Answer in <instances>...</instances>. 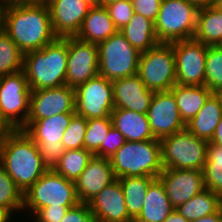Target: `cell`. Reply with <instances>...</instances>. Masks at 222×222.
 <instances>
[{
    "label": "cell",
    "mask_w": 222,
    "mask_h": 222,
    "mask_svg": "<svg viewBox=\"0 0 222 222\" xmlns=\"http://www.w3.org/2000/svg\"><path fill=\"white\" fill-rule=\"evenodd\" d=\"M4 32L23 53L40 50L58 38L54 34L50 11L44 0L7 6Z\"/></svg>",
    "instance_id": "obj_1"
},
{
    "label": "cell",
    "mask_w": 222,
    "mask_h": 222,
    "mask_svg": "<svg viewBox=\"0 0 222 222\" xmlns=\"http://www.w3.org/2000/svg\"><path fill=\"white\" fill-rule=\"evenodd\" d=\"M0 165L23 194L49 169L37 144L20 129L0 141Z\"/></svg>",
    "instance_id": "obj_2"
},
{
    "label": "cell",
    "mask_w": 222,
    "mask_h": 222,
    "mask_svg": "<svg viewBox=\"0 0 222 222\" xmlns=\"http://www.w3.org/2000/svg\"><path fill=\"white\" fill-rule=\"evenodd\" d=\"M68 37L57 38L40 50L24 53L23 71L30 90L66 85Z\"/></svg>",
    "instance_id": "obj_3"
},
{
    "label": "cell",
    "mask_w": 222,
    "mask_h": 222,
    "mask_svg": "<svg viewBox=\"0 0 222 222\" xmlns=\"http://www.w3.org/2000/svg\"><path fill=\"white\" fill-rule=\"evenodd\" d=\"M110 162L115 178L136 176L158 178L163 171L160 140L126 141L110 158Z\"/></svg>",
    "instance_id": "obj_4"
},
{
    "label": "cell",
    "mask_w": 222,
    "mask_h": 222,
    "mask_svg": "<svg viewBox=\"0 0 222 222\" xmlns=\"http://www.w3.org/2000/svg\"><path fill=\"white\" fill-rule=\"evenodd\" d=\"M75 182L65 179L53 169H48L23 194V211L33 216L39 209L47 206H77Z\"/></svg>",
    "instance_id": "obj_5"
},
{
    "label": "cell",
    "mask_w": 222,
    "mask_h": 222,
    "mask_svg": "<svg viewBox=\"0 0 222 222\" xmlns=\"http://www.w3.org/2000/svg\"><path fill=\"white\" fill-rule=\"evenodd\" d=\"M198 7L187 0H163L154 21L160 43L193 39Z\"/></svg>",
    "instance_id": "obj_6"
},
{
    "label": "cell",
    "mask_w": 222,
    "mask_h": 222,
    "mask_svg": "<svg viewBox=\"0 0 222 222\" xmlns=\"http://www.w3.org/2000/svg\"><path fill=\"white\" fill-rule=\"evenodd\" d=\"M163 169L203 170L209 142L193 135L187 128L160 140Z\"/></svg>",
    "instance_id": "obj_7"
},
{
    "label": "cell",
    "mask_w": 222,
    "mask_h": 222,
    "mask_svg": "<svg viewBox=\"0 0 222 222\" xmlns=\"http://www.w3.org/2000/svg\"><path fill=\"white\" fill-rule=\"evenodd\" d=\"M75 114L61 113L44 119L27 120L20 129L37 144L43 162L49 169L57 164L66 150L61 141Z\"/></svg>",
    "instance_id": "obj_8"
},
{
    "label": "cell",
    "mask_w": 222,
    "mask_h": 222,
    "mask_svg": "<svg viewBox=\"0 0 222 222\" xmlns=\"http://www.w3.org/2000/svg\"><path fill=\"white\" fill-rule=\"evenodd\" d=\"M137 75L148 90L169 91L176 85L175 55L172 43H159L141 52Z\"/></svg>",
    "instance_id": "obj_9"
},
{
    "label": "cell",
    "mask_w": 222,
    "mask_h": 222,
    "mask_svg": "<svg viewBox=\"0 0 222 222\" xmlns=\"http://www.w3.org/2000/svg\"><path fill=\"white\" fill-rule=\"evenodd\" d=\"M98 74L107 80L137 74L140 52L117 31L98 44Z\"/></svg>",
    "instance_id": "obj_10"
},
{
    "label": "cell",
    "mask_w": 222,
    "mask_h": 222,
    "mask_svg": "<svg viewBox=\"0 0 222 222\" xmlns=\"http://www.w3.org/2000/svg\"><path fill=\"white\" fill-rule=\"evenodd\" d=\"M31 90L23 70L0 78V110L17 130L25 124L30 112Z\"/></svg>",
    "instance_id": "obj_11"
},
{
    "label": "cell",
    "mask_w": 222,
    "mask_h": 222,
    "mask_svg": "<svg viewBox=\"0 0 222 222\" xmlns=\"http://www.w3.org/2000/svg\"><path fill=\"white\" fill-rule=\"evenodd\" d=\"M114 110L112 81L97 74L75 89V113L86 119L110 117Z\"/></svg>",
    "instance_id": "obj_12"
},
{
    "label": "cell",
    "mask_w": 222,
    "mask_h": 222,
    "mask_svg": "<svg viewBox=\"0 0 222 222\" xmlns=\"http://www.w3.org/2000/svg\"><path fill=\"white\" fill-rule=\"evenodd\" d=\"M176 84L205 85L206 54L208 45L195 39L173 42Z\"/></svg>",
    "instance_id": "obj_13"
},
{
    "label": "cell",
    "mask_w": 222,
    "mask_h": 222,
    "mask_svg": "<svg viewBox=\"0 0 222 222\" xmlns=\"http://www.w3.org/2000/svg\"><path fill=\"white\" fill-rule=\"evenodd\" d=\"M98 45L68 37L66 85L76 89L98 74Z\"/></svg>",
    "instance_id": "obj_14"
},
{
    "label": "cell",
    "mask_w": 222,
    "mask_h": 222,
    "mask_svg": "<svg viewBox=\"0 0 222 222\" xmlns=\"http://www.w3.org/2000/svg\"><path fill=\"white\" fill-rule=\"evenodd\" d=\"M147 117L152 134L158 140L186 128L179 115L174 94L170 90L154 92Z\"/></svg>",
    "instance_id": "obj_15"
},
{
    "label": "cell",
    "mask_w": 222,
    "mask_h": 222,
    "mask_svg": "<svg viewBox=\"0 0 222 222\" xmlns=\"http://www.w3.org/2000/svg\"><path fill=\"white\" fill-rule=\"evenodd\" d=\"M61 113H75L74 88L64 85L31 91L27 120L44 119Z\"/></svg>",
    "instance_id": "obj_16"
},
{
    "label": "cell",
    "mask_w": 222,
    "mask_h": 222,
    "mask_svg": "<svg viewBox=\"0 0 222 222\" xmlns=\"http://www.w3.org/2000/svg\"><path fill=\"white\" fill-rule=\"evenodd\" d=\"M158 179L175 209L206 189L201 170L163 169Z\"/></svg>",
    "instance_id": "obj_17"
},
{
    "label": "cell",
    "mask_w": 222,
    "mask_h": 222,
    "mask_svg": "<svg viewBox=\"0 0 222 222\" xmlns=\"http://www.w3.org/2000/svg\"><path fill=\"white\" fill-rule=\"evenodd\" d=\"M50 11L54 34L58 38L74 37L90 6L83 0H44Z\"/></svg>",
    "instance_id": "obj_18"
},
{
    "label": "cell",
    "mask_w": 222,
    "mask_h": 222,
    "mask_svg": "<svg viewBox=\"0 0 222 222\" xmlns=\"http://www.w3.org/2000/svg\"><path fill=\"white\" fill-rule=\"evenodd\" d=\"M88 205L97 222H133L118 178L103 188Z\"/></svg>",
    "instance_id": "obj_19"
},
{
    "label": "cell",
    "mask_w": 222,
    "mask_h": 222,
    "mask_svg": "<svg viewBox=\"0 0 222 222\" xmlns=\"http://www.w3.org/2000/svg\"><path fill=\"white\" fill-rule=\"evenodd\" d=\"M115 179L110 158L93 155L84 171L75 181L79 202L88 203Z\"/></svg>",
    "instance_id": "obj_20"
},
{
    "label": "cell",
    "mask_w": 222,
    "mask_h": 222,
    "mask_svg": "<svg viewBox=\"0 0 222 222\" xmlns=\"http://www.w3.org/2000/svg\"><path fill=\"white\" fill-rule=\"evenodd\" d=\"M114 108L147 114L154 92L136 74L112 81Z\"/></svg>",
    "instance_id": "obj_21"
},
{
    "label": "cell",
    "mask_w": 222,
    "mask_h": 222,
    "mask_svg": "<svg viewBox=\"0 0 222 222\" xmlns=\"http://www.w3.org/2000/svg\"><path fill=\"white\" fill-rule=\"evenodd\" d=\"M110 117L112 126L124 136L126 141L140 142L155 139L147 114L114 108Z\"/></svg>",
    "instance_id": "obj_22"
},
{
    "label": "cell",
    "mask_w": 222,
    "mask_h": 222,
    "mask_svg": "<svg viewBox=\"0 0 222 222\" xmlns=\"http://www.w3.org/2000/svg\"><path fill=\"white\" fill-rule=\"evenodd\" d=\"M117 31L107 9L100 5L90 7L75 37L98 45Z\"/></svg>",
    "instance_id": "obj_23"
},
{
    "label": "cell",
    "mask_w": 222,
    "mask_h": 222,
    "mask_svg": "<svg viewBox=\"0 0 222 222\" xmlns=\"http://www.w3.org/2000/svg\"><path fill=\"white\" fill-rule=\"evenodd\" d=\"M174 209L164 185L156 178L150 184L141 212L133 222H163Z\"/></svg>",
    "instance_id": "obj_24"
},
{
    "label": "cell",
    "mask_w": 222,
    "mask_h": 222,
    "mask_svg": "<svg viewBox=\"0 0 222 222\" xmlns=\"http://www.w3.org/2000/svg\"><path fill=\"white\" fill-rule=\"evenodd\" d=\"M176 99L181 119L187 124L213 93L206 85H179L170 90Z\"/></svg>",
    "instance_id": "obj_25"
},
{
    "label": "cell",
    "mask_w": 222,
    "mask_h": 222,
    "mask_svg": "<svg viewBox=\"0 0 222 222\" xmlns=\"http://www.w3.org/2000/svg\"><path fill=\"white\" fill-rule=\"evenodd\" d=\"M222 117V102L212 93L186 128L196 137L210 142Z\"/></svg>",
    "instance_id": "obj_26"
},
{
    "label": "cell",
    "mask_w": 222,
    "mask_h": 222,
    "mask_svg": "<svg viewBox=\"0 0 222 222\" xmlns=\"http://www.w3.org/2000/svg\"><path fill=\"white\" fill-rule=\"evenodd\" d=\"M119 32L140 53L160 43L156 36L154 22L137 13H133L129 23Z\"/></svg>",
    "instance_id": "obj_27"
},
{
    "label": "cell",
    "mask_w": 222,
    "mask_h": 222,
    "mask_svg": "<svg viewBox=\"0 0 222 222\" xmlns=\"http://www.w3.org/2000/svg\"><path fill=\"white\" fill-rule=\"evenodd\" d=\"M193 39L208 46L221 45L222 13L213 6L199 8Z\"/></svg>",
    "instance_id": "obj_28"
},
{
    "label": "cell",
    "mask_w": 222,
    "mask_h": 222,
    "mask_svg": "<svg viewBox=\"0 0 222 222\" xmlns=\"http://www.w3.org/2000/svg\"><path fill=\"white\" fill-rule=\"evenodd\" d=\"M122 187L129 216L134 220L141 212L150 184L156 179L149 176L118 178Z\"/></svg>",
    "instance_id": "obj_29"
},
{
    "label": "cell",
    "mask_w": 222,
    "mask_h": 222,
    "mask_svg": "<svg viewBox=\"0 0 222 222\" xmlns=\"http://www.w3.org/2000/svg\"><path fill=\"white\" fill-rule=\"evenodd\" d=\"M220 196L209 189H204L180 205L178 212L190 222L218 212Z\"/></svg>",
    "instance_id": "obj_30"
},
{
    "label": "cell",
    "mask_w": 222,
    "mask_h": 222,
    "mask_svg": "<svg viewBox=\"0 0 222 222\" xmlns=\"http://www.w3.org/2000/svg\"><path fill=\"white\" fill-rule=\"evenodd\" d=\"M92 157L93 154L84 148L65 150L60 160L52 169L65 179L75 182Z\"/></svg>",
    "instance_id": "obj_31"
},
{
    "label": "cell",
    "mask_w": 222,
    "mask_h": 222,
    "mask_svg": "<svg viewBox=\"0 0 222 222\" xmlns=\"http://www.w3.org/2000/svg\"><path fill=\"white\" fill-rule=\"evenodd\" d=\"M202 172L205 188L222 197V147L209 142Z\"/></svg>",
    "instance_id": "obj_32"
},
{
    "label": "cell",
    "mask_w": 222,
    "mask_h": 222,
    "mask_svg": "<svg viewBox=\"0 0 222 222\" xmlns=\"http://www.w3.org/2000/svg\"><path fill=\"white\" fill-rule=\"evenodd\" d=\"M24 53L3 31L0 33V78L23 69Z\"/></svg>",
    "instance_id": "obj_33"
},
{
    "label": "cell",
    "mask_w": 222,
    "mask_h": 222,
    "mask_svg": "<svg viewBox=\"0 0 222 222\" xmlns=\"http://www.w3.org/2000/svg\"><path fill=\"white\" fill-rule=\"evenodd\" d=\"M0 207L12 218L16 212H23V193L17 188L15 182L0 165ZM14 213V215H13Z\"/></svg>",
    "instance_id": "obj_34"
},
{
    "label": "cell",
    "mask_w": 222,
    "mask_h": 222,
    "mask_svg": "<svg viewBox=\"0 0 222 222\" xmlns=\"http://www.w3.org/2000/svg\"><path fill=\"white\" fill-rule=\"evenodd\" d=\"M111 127V117L87 119L84 149L94 155L100 149Z\"/></svg>",
    "instance_id": "obj_35"
},
{
    "label": "cell",
    "mask_w": 222,
    "mask_h": 222,
    "mask_svg": "<svg viewBox=\"0 0 222 222\" xmlns=\"http://www.w3.org/2000/svg\"><path fill=\"white\" fill-rule=\"evenodd\" d=\"M205 85L214 93L222 86V47L208 46Z\"/></svg>",
    "instance_id": "obj_36"
},
{
    "label": "cell",
    "mask_w": 222,
    "mask_h": 222,
    "mask_svg": "<svg viewBox=\"0 0 222 222\" xmlns=\"http://www.w3.org/2000/svg\"><path fill=\"white\" fill-rule=\"evenodd\" d=\"M87 128V119L75 114L65 129L62 144L66 150L84 148V138Z\"/></svg>",
    "instance_id": "obj_37"
},
{
    "label": "cell",
    "mask_w": 222,
    "mask_h": 222,
    "mask_svg": "<svg viewBox=\"0 0 222 222\" xmlns=\"http://www.w3.org/2000/svg\"><path fill=\"white\" fill-rule=\"evenodd\" d=\"M115 28L119 31L126 26L133 16L134 8L131 0H122L105 5Z\"/></svg>",
    "instance_id": "obj_38"
},
{
    "label": "cell",
    "mask_w": 222,
    "mask_h": 222,
    "mask_svg": "<svg viewBox=\"0 0 222 222\" xmlns=\"http://www.w3.org/2000/svg\"><path fill=\"white\" fill-rule=\"evenodd\" d=\"M126 142L124 136L112 126L105 140L102 142L100 149L94 156L111 158Z\"/></svg>",
    "instance_id": "obj_39"
},
{
    "label": "cell",
    "mask_w": 222,
    "mask_h": 222,
    "mask_svg": "<svg viewBox=\"0 0 222 222\" xmlns=\"http://www.w3.org/2000/svg\"><path fill=\"white\" fill-rule=\"evenodd\" d=\"M75 206H47L39 209L32 218V222H60L68 209Z\"/></svg>",
    "instance_id": "obj_40"
},
{
    "label": "cell",
    "mask_w": 222,
    "mask_h": 222,
    "mask_svg": "<svg viewBox=\"0 0 222 222\" xmlns=\"http://www.w3.org/2000/svg\"><path fill=\"white\" fill-rule=\"evenodd\" d=\"M60 222H97L90 211L88 203H79L68 209Z\"/></svg>",
    "instance_id": "obj_41"
},
{
    "label": "cell",
    "mask_w": 222,
    "mask_h": 222,
    "mask_svg": "<svg viewBox=\"0 0 222 222\" xmlns=\"http://www.w3.org/2000/svg\"><path fill=\"white\" fill-rule=\"evenodd\" d=\"M131 2L134 13L140 14L153 22L156 20L161 0H131Z\"/></svg>",
    "instance_id": "obj_42"
},
{
    "label": "cell",
    "mask_w": 222,
    "mask_h": 222,
    "mask_svg": "<svg viewBox=\"0 0 222 222\" xmlns=\"http://www.w3.org/2000/svg\"><path fill=\"white\" fill-rule=\"evenodd\" d=\"M16 129L8 122L0 110V141L11 135Z\"/></svg>",
    "instance_id": "obj_43"
},
{
    "label": "cell",
    "mask_w": 222,
    "mask_h": 222,
    "mask_svg": "<svg viewBox=\"0 0 222 222\" xmlns=\"http://www.w3.org/2000/svg\"><path fill=\"white\" fill-rule=\"evenodd\" d=\"M210 143L222 147V117L215 129L214 135L212 136Z\"/></svg>",
    "instance_id": "obj_44"
},
{
    "label": "cell",
    "mask_w": 222,
    "mask_h": 222,
    "mask_svg": "<svg viewBox=\"0 0 222 222\" xmlns=\"http://www.w3.org/2000/svg\"><path fill=\"white\" fill-rule=\"evenodd\" d=\"M163 222H190L182 216L177 209H174Z\"/></svg>",
    "instance_id": "obj_45"
},
{
    "label": "cell",
    "mask_w": 222,
    "mask_h": 222,
    "mask_svg": "<svg viewBox=\"0 0 222 222\" xmlns=\"http://www.w3.org/2000/svg\"><path fill=\"white\" fill-rule=\"evenodd\" d=\"M192 222H221L219 213H212L210 215H207L205 217L196 219L195 221Z\"/></svg>",
    "instance_id": "obj_46"
},
{
    "label": "cell",
    "mask_w": 222,
    "mask_h": 222,
    "mask_svg": "<svg viewBox=\"0 0 222 222\" xmlns=\"http://www.w3.org/2000/svg\"><path fill=\"white\" fill-rule=\"evenodd\" d=\"M42 0H0L5 6L17 5V4H30L39 2Z\"/></svg>",
    "instance_id": "obj_47"
},
{
    "label": "cell",
    "mask_w": 222,
    "mask_h": 222,
    "mask_svg": "<svg viewBox=\"0 0 222 222\" xmlns=\"http://www.w3.org/2000/svg\"><path fill=\"white\" fill-rule=\"evenodd\" d=\"M192 4L196 5L198 8L213 6L215 0H187Z\"/></svg>",
    "instance_id": "obj_48"
},
{
    "label": "cell",
    "mask_w": 222,
    "mask_h": 222,
    "mask_svg": "<svg viewBox=\"0 0 222 222\" xmlns=\"http://www.w3.org/2000/svg\"><path fill=\"white\" fill-rule=\"evenodd\" d=\"M7 6L0 2V33L4 31L5 12Z\"/></svg>",
    "instance_id": "obj_49"
},
{
    "label": "cell",
    "mask_w": 222,
    "mask_h": 222,
    "mask_svg": "<svg viewBox=\"0 0 222 222\" xmlns=\"http://www.w3.org/2000/svg\"><path fill=\"white\" fill-rule=\"evenodd\" d=\"M12 219L13 218L4 209L0 207V222H10L12 221Z\"/></svg>",
    "instance_id": "obj_50"
},
{
    "label": "cell",
    "mask_w": 222,
    "mask_h": 222,
    "mask_svg": "<svg viewBox=\"0 0 222 222\" xmlns=\"http://www.w3.org/2000/svg\"><path fill=\"white\" fill-rule=\"evenodd\" d=\"M90 7L100 6V0H83Z\"/></svg>",
    "instance_id": "obj_51"
},
{
    "label": "cell",
    "mask_w": 222,
    "mask_h": 222,
    "mask_svg": "<svg viewBox=\"0 0 222 222\" xmlns=\"http://www.w3.org/2000/svg\"><path fill=\"white\" fill-rule=\"evenodd\" d=\"M213 7H215L219 12L222 13V0H215Z\"/></svg>",
    "instance_id": "obj_52"
},
{
    "label": "cell",
    "mask_w": 222,
    "mask_h": 222,
    "mask_svg": "<svg viewBox=\"0 0 222 222\" xmlns=\"http://www.w3.org/2000/svg\"><path fill=\"white\" fill-rule=\"evenodd\" d=\"M117 1H122V0H100V5L105 6L109 3L117 2Z\"/></svg>",
    "instance_id": "obj_53"
},
{
    "label": "cell",
    "mask_w": 222,
    "mask_h": 222,
    "mask_svg": "<svg viewBox=\"0 0 222 222\" xmlns=\"http://www.w3.org/2000/svg\"><path fill=\"white\" fill-rule=\"evenodd\" d=\"M214 94L220 99V101L222 102V86L220 88H218Z\"/></svg>",
    "instance_id": "obj_54"
},
{
    "label": "cell",
    "mask_w": 222,
    "mask_h": 222,
    "mask_svg": "<svg viewBox=\"0 0 222 222\" xmlns=\"http://www.w3.org/2000/svg\"><path fill=\"white\" fill-rule=\"evenodd\" d=\"M218 213L220 216V220L222 222V197L220 198V201H219Z\"/></svg>",
    "instance_id": "obj_55"
}]
</instances>
